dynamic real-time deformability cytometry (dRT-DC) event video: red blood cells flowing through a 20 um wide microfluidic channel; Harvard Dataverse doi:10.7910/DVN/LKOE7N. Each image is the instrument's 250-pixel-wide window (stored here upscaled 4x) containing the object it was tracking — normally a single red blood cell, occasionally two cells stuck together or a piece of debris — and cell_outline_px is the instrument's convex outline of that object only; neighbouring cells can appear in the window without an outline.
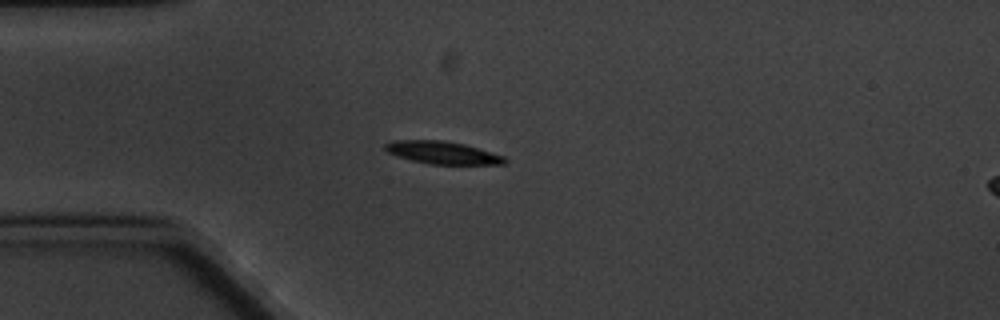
{"species": "common noctule bat (a hibernating species)", "species_latin": "Nyctalus noctula", "temperature_condition": "cold", "stored_images_in_passage": 8, "camera_frame_rate_fps": 3000, "um_per_image_px": 0.085, "animal": {"sex": "male", "body_mass_g": 20.1, "forearm_length_mm": 53.5}, "frame": {"image": 1, "passage_image": 3, "time_ms": 2.333, "image_size_px": [1000, 320], "cell_outline_px": [[508, 160], [504, 164], [432, 164], [412, 160], [396, 156], [388, 152], [384, 148], [384, 144], [392, 140], [444, 140], [464, 144], [504, 156]], "centroid_in_image_um": [37.59, 12.97], "position_along_channel_um": 47.4, "area_um2": 15.66}}
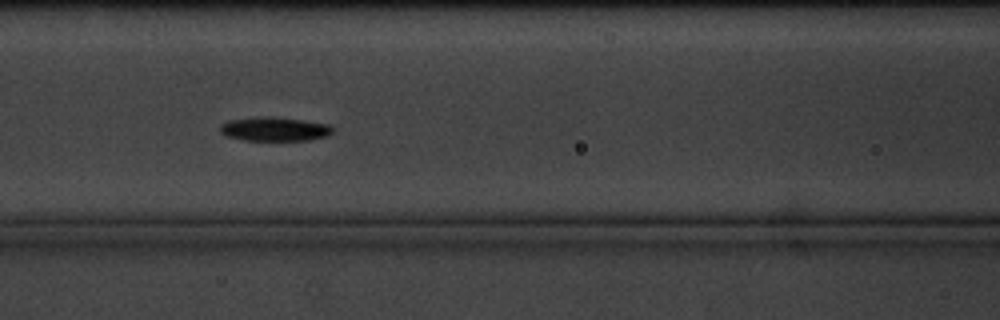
{"frame": {"image": 2, "passage_image": 6, "time_ms": 5.667, "image_size_px": [1000, 320], "cell_outline_px": [[332, 132], [328, 136], [308, 140], [244, 140], [224, 136], [220, 132], [220, 124], [228, 120], [260, 116], [264, 116], [304, 120], [328, 124], [332, 128]], "centroid_in_image_um": [23.29, 10.97], "position_along_channel_um": 143.3, "area_um2": 15.78}}